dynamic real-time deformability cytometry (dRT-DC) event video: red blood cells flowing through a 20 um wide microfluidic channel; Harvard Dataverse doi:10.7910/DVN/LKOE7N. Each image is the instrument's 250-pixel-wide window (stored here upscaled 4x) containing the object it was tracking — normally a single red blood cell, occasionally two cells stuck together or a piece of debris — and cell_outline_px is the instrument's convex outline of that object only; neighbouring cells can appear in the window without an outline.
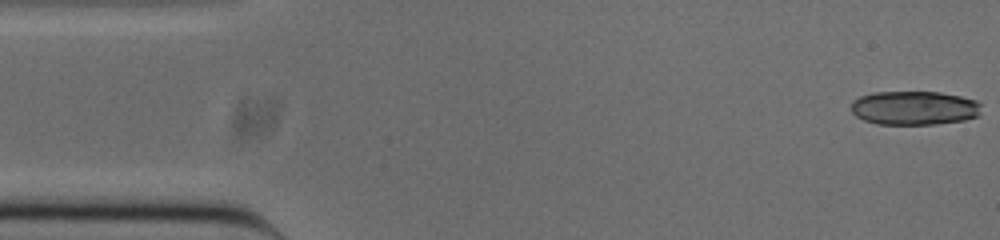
{"species": "common noctule bat (a hibernating species)", "species_latin": "Nyctalus noctula", "temperature_condition": "cold", "stored_images_in_passage": 16, "camera_frame_rate_fps": 3000, "um_per_image_px": 0.085, "animal": {"sex": "male", "body_mass_g": 20.0, "forearm_length_mm": 53.3}, "frame": {"image": 1, "passage_image": 1, "time_ms": 0.0, "image_size_px": [1000, 240], "cell_outline_px": [[980, 112], [976, 116], [964, 120], [936, 124], [876, 124], [864, 120], [856, 116], [852, 112], [852, 100], [860, 96], [872, 92], [940, 92], [960, 96], [976, 100], [980, 104]], "centroid_in_image_um": [77.69, 9.17], "position_along_channel_um": 7.3, "area_um2": 25.78}}
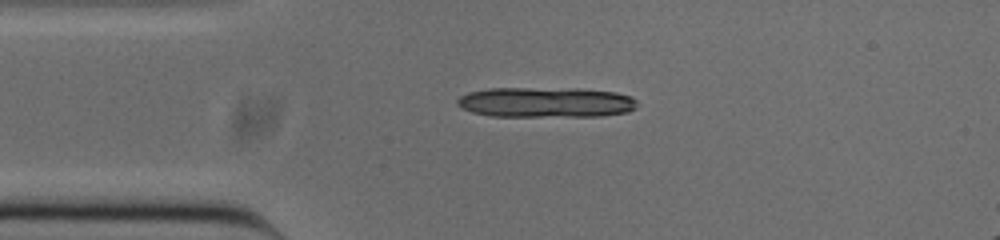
{"frame": {"image": 2, "passage_image": 11, "time_ms": 3.333, "image_size_px": [1000, 240], "cell_outline_px": [[636, 108], [628, 112], [600, 116], [492, 116], [472, 112], [460, 108], [456, 104], [456, 100], [460, 96], [468, 92], [488, 88], [576, 88], [616, 92], [632, 96], [636, 100]], "centroid_in_image_um": [46.38, 8.69], "position_along_channel_um": 38.6, "area_um2": 32.08}}